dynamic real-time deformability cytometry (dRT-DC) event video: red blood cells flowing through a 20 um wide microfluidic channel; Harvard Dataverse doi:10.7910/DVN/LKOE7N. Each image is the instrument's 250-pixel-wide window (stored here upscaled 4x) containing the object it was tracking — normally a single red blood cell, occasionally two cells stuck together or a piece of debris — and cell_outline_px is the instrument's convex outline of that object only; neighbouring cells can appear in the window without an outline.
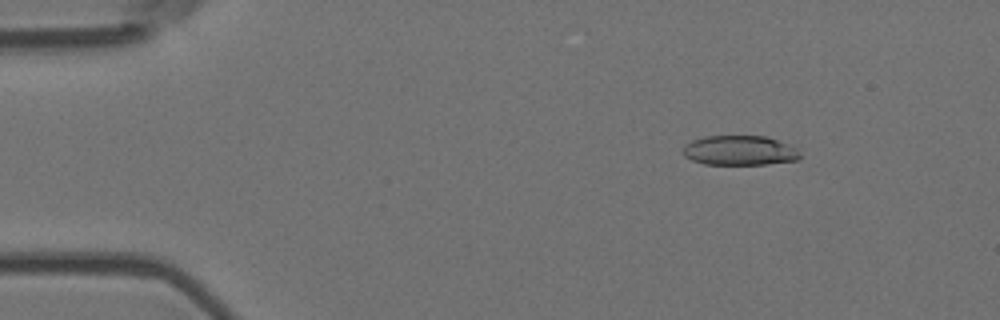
{"species": "Egyptian fruit bat (a non-hibernating species)", "species_latin": "Rousettus aegyptiacus", "temperature_condition": "room temperature", "stored_images_in_passage": 5, "camera_frame_rate_fps": 3000, "um_per_image_px": 0.085, "animal": {"sex": "female"}, "frame": {"image": 1, "passage_image": 3, "time_ms": 0.667, "image_size_px": [1000, 320], "cell_outline_px": [[800, 156], [796, 160], [764, 164], [704, 164], [692, 160], [684, 156], [684, 144], [692, 140], [704, 136], [764, 136], [788, 144], [796, 148], [800, 152]], "centroid_in_image_um": [62.84, 12.78], "position_along_channel_um": 22.2, "area_um2": 20.11}}